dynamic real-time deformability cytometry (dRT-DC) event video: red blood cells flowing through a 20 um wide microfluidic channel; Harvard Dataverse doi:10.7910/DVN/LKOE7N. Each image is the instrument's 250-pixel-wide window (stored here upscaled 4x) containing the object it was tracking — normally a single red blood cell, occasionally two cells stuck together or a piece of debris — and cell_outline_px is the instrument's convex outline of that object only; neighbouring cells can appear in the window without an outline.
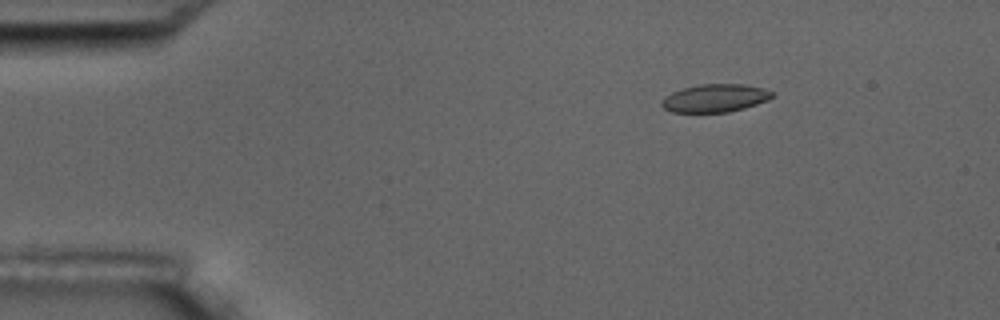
{"species": "common noctule bat (a hibernating species)", "species_latin": "Nyctalus noctula", "temperature_condition": "room temperature", "stored_images_in_passage": 5, "camera_frame_rate_fps": 3000, "um_per_image_px": 0.085, "animal": {"sex": "male", "body_mass_g": 17.5, "forearm_length_mm": 52.3}, "frame": {"image": 1, "passage_image": 3, "time_ms": 2.333, "image_size_px": [1000, 320], "cell_outline_px": [[772, 96], [768, 100], [744, 108], [728, 112], [672, 112], [664, 108], [660, 104], [660, 100], [664, 96], [672, 92], [684, 88], [700, 84], [744, 84], [764, 88], [772, 92]], "centroid_in_image_um": [60.74, 8.34], "position_along_channel_um": 24.3, "area_um2": 17.98}}